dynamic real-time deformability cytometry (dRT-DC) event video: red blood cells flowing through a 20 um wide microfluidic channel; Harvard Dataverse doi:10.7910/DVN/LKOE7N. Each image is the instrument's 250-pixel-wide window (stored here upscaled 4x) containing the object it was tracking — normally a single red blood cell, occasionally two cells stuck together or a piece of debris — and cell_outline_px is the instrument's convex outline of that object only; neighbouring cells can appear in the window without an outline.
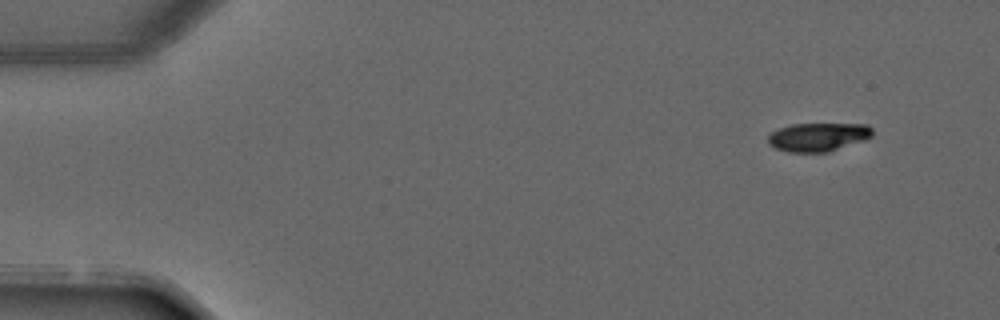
{"species": "common noctule bat (a hibernating species)", "species_latin": "Nyctalus noctula", "temperature_condition": "warm", "stored_images_in_passage": 5, "camera_frame_rate_fps": 3000, "um_per_image_px": 0.085, "animal": {"sex": "male", "forearm_length_mm": 52.5}, "frame": {"image": 1, "passage_image": 1, "time_ms": 0.0, "image_size_px": [1000, 320], "cell_outline_px": [[872, 136], [864, 140], [828, 152], [788, 152], [776, 148], [768, 144], [768, 136], [772, 132], [780, 128], [792, 124], [868, 124], [872, 128]], "centroid_in_image_um": [69.54, 11.64], "position_along_channel_um": 15.5, "area_um2": 17.28}}
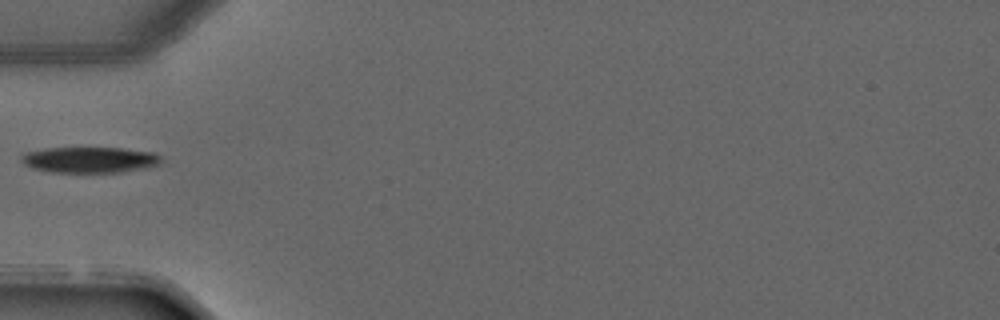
{"frame": {"image": 2, "passage_image": 4, "time_ms": 3.667, "image_size_px": [1000, 320], "cell_outline_px": [[164, 160], [160, 164], [144, 168], [120, 172], [52, 172], [32, 168], [24, 164], [20, 160], [20, 156], [24, 152], [48, 148], [120, 148], [152, 152], [160, 156]], "centroid_in_image_um": [7.61, 13.58], "position_along_channel_um": 77.4, "area_um2": 21.1}}